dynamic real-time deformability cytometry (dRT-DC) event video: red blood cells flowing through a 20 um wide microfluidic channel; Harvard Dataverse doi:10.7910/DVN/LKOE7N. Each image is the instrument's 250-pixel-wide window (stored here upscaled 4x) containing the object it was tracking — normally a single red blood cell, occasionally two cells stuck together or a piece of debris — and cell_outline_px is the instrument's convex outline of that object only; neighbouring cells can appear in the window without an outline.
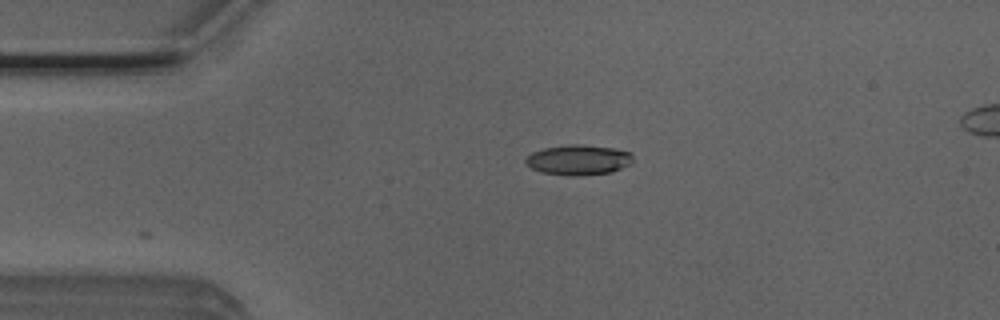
{"species": "Egyptian fruit bat (a non-hibernating species)", "species_latin": "Rousettus aegyptiacus", "temperature_condition": "room temperature", "stored_images_in_passage": 4, "camera_frame_rate_fps": 3000, "um_per_image_px": 0.085, "animal": {"sex": "male"}, "frame": {"image": 1, "passage_image": 4, "time_ms": 1.0, "image_size_px": [1000, 320], "cell_outline_px": [[632, 164], [612, 172], [544, 172], [532, 168], [524, 160], [532, 152], [544, 148], [568, 144], [580, 144], [612, 148], [632, 152]], "centroid_in_image_um": [49.22, 13.51], "position_along_channel_um": 35.8, "area_um2": 17.74}}